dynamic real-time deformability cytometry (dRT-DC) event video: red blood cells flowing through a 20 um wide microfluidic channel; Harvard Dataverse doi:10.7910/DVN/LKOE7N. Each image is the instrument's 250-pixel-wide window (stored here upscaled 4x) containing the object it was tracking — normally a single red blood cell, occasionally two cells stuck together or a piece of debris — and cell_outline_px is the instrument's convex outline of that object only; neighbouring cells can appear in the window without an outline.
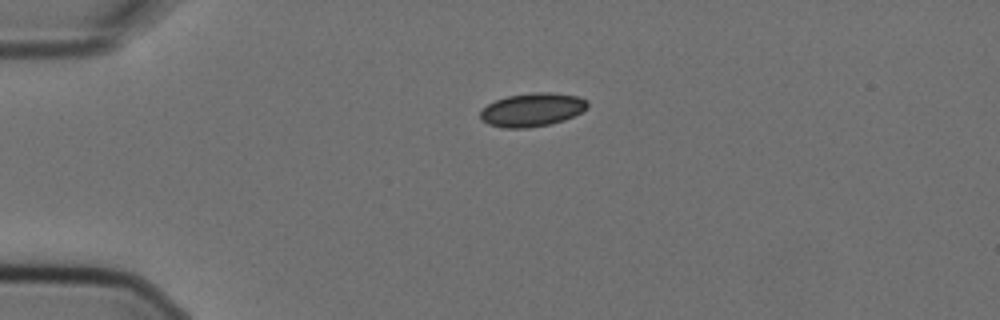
{"species": "Egyptian fruit bat (a non-hibernating species)", "species_latin": "Rousettus aegyptiacus", "temperature_condition": "cold", "stored_images_in_passage": 2, "camera_frame_rate_fps": 3000, "um_per_image_px": 0.085, "animal": {"sex": "female"}, "frame": {"image": 1, "passage_image": 1, "time_ms": 0.0, "image_size_px": [1000, 320], "cell_outline_px": [[588, 108], [564, 120], [552, 124], [528, 128], [504, 128], [488, 124], [480, 120], [480, 112], [488, 104], [496, 100], [508, 96], [532, 92], [552, 92], [576, 96], [588, 100]], "centroid_in_image_um": [45.23, 9.33], "position_along_channel_um": 39.8, "area_um2": 20.98}}